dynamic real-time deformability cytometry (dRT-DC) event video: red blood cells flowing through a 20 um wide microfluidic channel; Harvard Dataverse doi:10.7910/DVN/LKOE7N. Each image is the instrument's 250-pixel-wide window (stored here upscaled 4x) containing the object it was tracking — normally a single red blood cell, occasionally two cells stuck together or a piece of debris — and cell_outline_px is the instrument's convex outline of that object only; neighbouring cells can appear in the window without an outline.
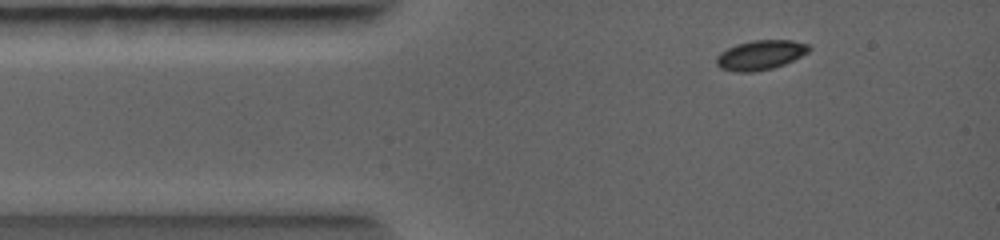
{"species": "common noctule bat (a hibernating species)", "species_latin": "Nyctalus noctula", "temperature_condition": "warm", "stored_images_in_passage": 5, "camera_frame_rate_fps": 5000, "um_per_image_px": 0.085, "animal": {"sex": "female", "body_mass_g": 19.0, "forearm_length_mm": 56.7}, "frame": {"image": 1, "passage_image": 2, "time_ms": 0.6, "image_size_px": [1000, 240], "cell_outline_px": [[812, 48], [808, 52], [784, 64], [772, 68], [752, 72], [736, 72], [720, 68], [716, 64], [716, 56], [720, 52], [736, 44], [752, 40], [792, 40], [808, 44]], "centroid_in_image_um": [64.62, 4.67], "position_along_channel_um": 20.4, "area_um2": 15.95}}